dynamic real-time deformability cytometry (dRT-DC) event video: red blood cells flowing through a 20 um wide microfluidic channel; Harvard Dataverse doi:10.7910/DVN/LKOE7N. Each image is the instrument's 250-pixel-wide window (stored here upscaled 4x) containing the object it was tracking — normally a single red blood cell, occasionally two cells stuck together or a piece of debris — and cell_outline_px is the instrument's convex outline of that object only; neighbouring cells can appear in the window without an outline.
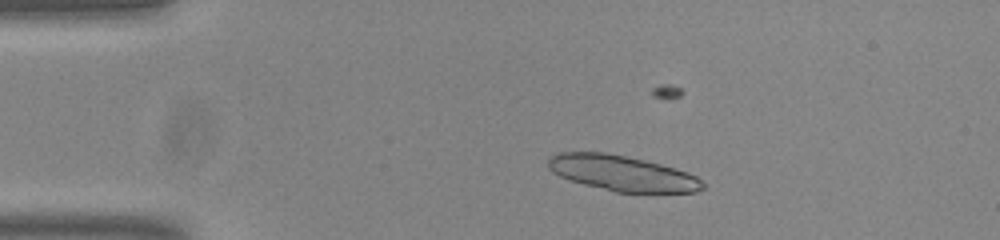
{"species": "common noctule bat (a hibernating species)", "species_latin": "Nyctalus noctula", "temperature_condition": "room temperature", "stored_images_in_passage": 40, "camera_frame_rate_fps": 3000, "um_per_image_px": 0.085, "animal": {"sex": "male", "body_mass_g": 20.0, "forearm_length_mm": 53.3}, "frame": {"image": 1, "passage_image": 7, "time_ms": 2.0, "image_size_px": [1000, 240], "cell_outline_px": [[704, 188], [696, 192], [616, 192], [584, 184], [560, 176], [552, 172], [548, 168], [548, 156], [560, 152], [604, 152], [644, 160], [660, 164], [688, 172], [696, 176], [704, 184]], "centroid_in_image_um": [52.86, 14.72], "position_along_channel_um": 32.1, "area_um2": 31.67}}